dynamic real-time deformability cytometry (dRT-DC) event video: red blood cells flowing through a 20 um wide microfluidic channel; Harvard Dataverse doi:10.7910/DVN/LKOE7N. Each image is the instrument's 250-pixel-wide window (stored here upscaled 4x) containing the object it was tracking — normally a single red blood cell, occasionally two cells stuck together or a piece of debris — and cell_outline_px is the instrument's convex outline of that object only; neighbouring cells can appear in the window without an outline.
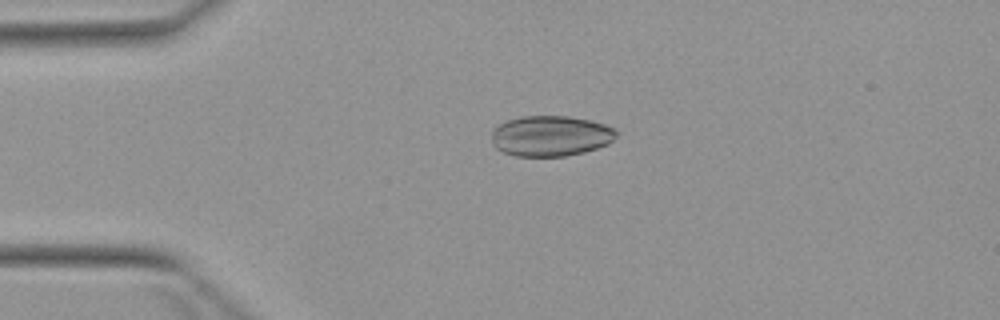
{"species": "Egyptian fruit bat (a non-hibernating species)", "species_latin": "Rousettus aegyptiacus", "temperature_condition": "warm", "stored_images_in_passage": 5, "camera_frame_rate_fps": 3000, "um_per_image_px": 0.085, "animal": {"sex": "female"}, "frame": {"image": 1, "passage_image": 5, "time_ms": 5.0, "image_size_px": [1000, 320], "cell_outline_px": [[616, 136], [608, 144], [584, 152], [564, 156], [512, 156], [500, 152], [492, 144], [492, 128], [508, 120], [520, 116], [568, 116], [588, 120], [604, 124], [612, 128], [616, 132]], "centroid_in_image_um": [46.74, 11.56], "position_along_channel_um": 38.3, "area_um2": 29.54}}